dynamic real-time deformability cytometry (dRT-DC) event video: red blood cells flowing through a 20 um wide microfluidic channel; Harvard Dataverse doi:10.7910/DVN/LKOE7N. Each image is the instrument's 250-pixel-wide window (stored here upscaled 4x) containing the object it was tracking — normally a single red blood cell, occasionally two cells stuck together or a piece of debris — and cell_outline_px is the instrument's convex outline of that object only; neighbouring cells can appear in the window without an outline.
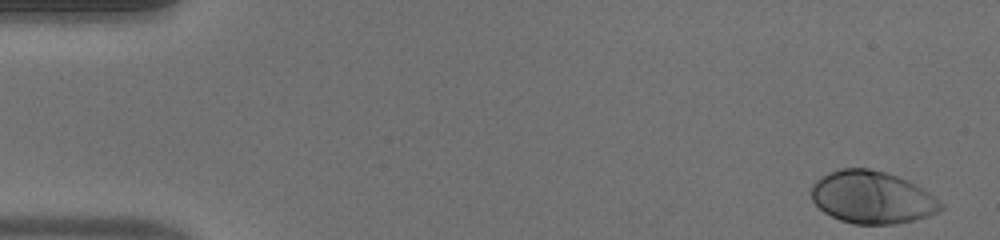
{"species": "human", "species_latin": "Homo sapiens", "temperature_condition": "warm", "stored_images_in_passage": 49, "camera_frame_rate_fps": 3000, "um_per_image_px": 0.085, "donor": {"sex": "male"}, "frame": {"image": 1, "passage_image": 1, "time_ms": 0.0, "image_size_px": [1000, 240], "cell_outline_px": [[944, 208], [928, 216], [896, 224], [852, 224], [840, 220], [824, 212], [812, 200], [812, 184], [820, 176], [828, 172], [840, 168], [868, 168], [884, 172], [908, 180], [928, 192], [944, 204]], "centroid_in_image_um": [74.11, 16.77], "position_along_channel_um": 10.9, "area_um2": 39.54}}
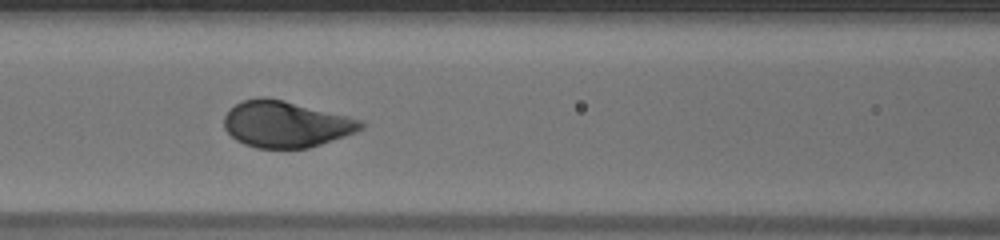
{"frame": {"image": 2, "passage_image": 21, "time_ms": 6.667, "image_size_px": [1000, 240], "cell_outline_px": [[364, 128], [356, 132], [308, 148], [256, 148], [244, 144], [236, 140], [224, 128], [224, 116], [236, 104], [244, 100], [256, 96], [264, 96], [284, 100], [364, 120]], "centroid_in_image_um": [24.3, 10.55], "position_along_channel_um": 142.3, "area_um2": 36.93}}
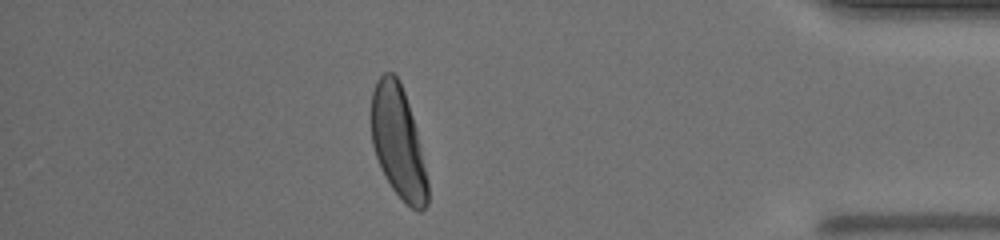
{"frame": {"image": 3, "passage_image": 43, "time_ms": 14.0, "image_size_px": [1000, 240], "cell_outline_px": [[428, 204], [420, 212], [416, 212], [392, 188], [376, 156], [372, 144], [372, 92], [376, 80], [384, 72], [392, 72], [400, 80], [412, 116], [428, 180]], "centroid_in_image_um": [33.84, 12.07], "position_along_channel_um": 401.4, "area_um2": 36.01}, "authors_computed_cell_mechanics": {"area_um2": 37.9746, "velocity_mm_per_s": 4.0706, "shape_relaxation_time_tau1_ms": 2.3715, "shape_relaxation_time_tau2_ms": null, "deformation_change_tau1": 0.1836, "deformation_change_tau2": null}}